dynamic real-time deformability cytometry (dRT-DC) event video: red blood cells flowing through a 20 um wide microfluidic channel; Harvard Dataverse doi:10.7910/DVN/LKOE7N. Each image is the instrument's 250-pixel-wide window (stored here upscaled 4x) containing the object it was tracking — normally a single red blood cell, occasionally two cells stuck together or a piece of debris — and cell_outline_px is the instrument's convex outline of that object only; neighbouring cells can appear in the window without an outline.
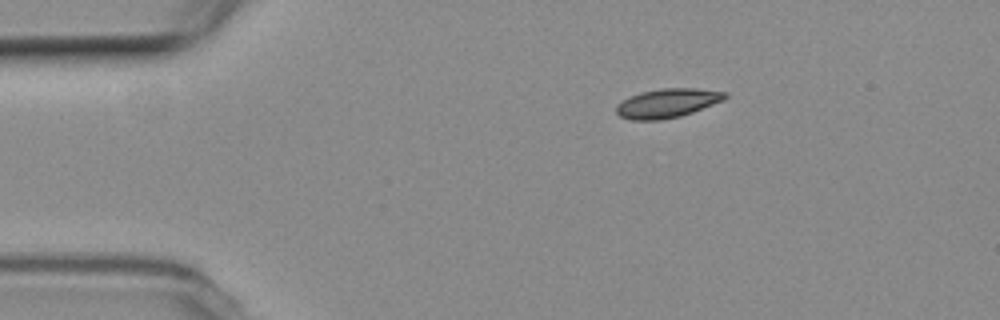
{"species": "common noctule bat (a hibernating species)", "species_latin": "Nyctalus noctula", "temperature_condition": "room temperature", "stored_images_in_passage": 16, "camera_frame_rate_fps": 3000, "um_per_image_px": 0.085, "animal": {"sex": "female", "body_mass_g": 19.3, "forearm_length_mm": 54.1}, "frame": {"image": 1, "passage_image": 1, "time_ms": 0.0, "image_size_px": [1000, 320], "cell_outline_px": [[728, 96], [724, 100], [692, 112], [680, 116], [660, 120], [632, 120], [620, 116], [616, 112], [616, 104], [628, 96], [640, 92], [660, 88], [696, 88], [728, 92]], "centroid_in_image_um": [56.71, 8.75], "position_along_channel_um": 28.3, "area_um2": 18.55}}
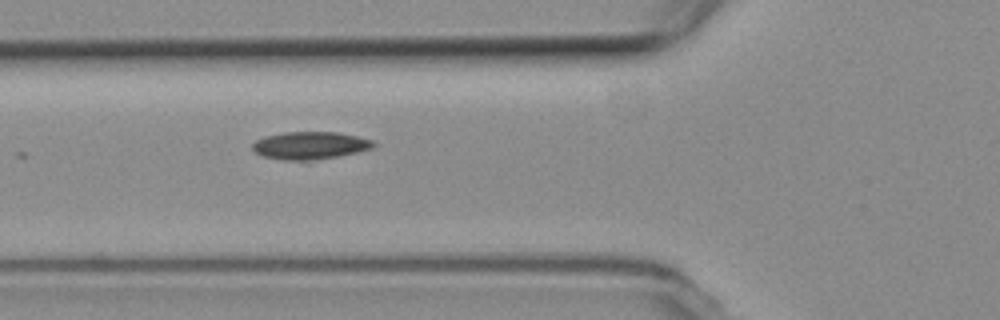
{"frame": {"image": 2, "passage_image": 11, "time_ms": 3.333, "image_size_px": [1000, 320], "cell_outline_px": [[376, 144], [372, 148], [356, 152], [336, 156], [308, 160], [284, 160], [264, 156], [256, 152], [252, 148], [252, 144], [256, 140], [264, 136], [284, 132], [340, 132], [372, 140]], "centroid_in_image_um": [26.33, 12.35], "position_along_channel_um": 99.5, "area_um2": 19.19}}
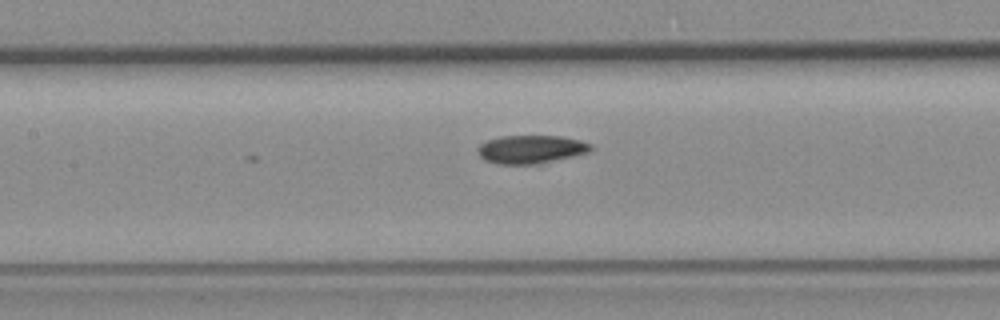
{"frame": {"image": 3, "passage_image": 16, "time_ms": 5.0, "image_size_px": [1000, 320], "cell_outline_px": [[592, 148], [588, 152], [540, 164], [500, 164], [484, 160], [476, 152], [476, 148], [480, 144], [488, 140], [500, 136], [560, 136], [580, 140], [592, 144]], "centroid_in_image_um": [45.1, 12.69], "position_along_channel_um": 162.3, "area_um2": 18.67}}